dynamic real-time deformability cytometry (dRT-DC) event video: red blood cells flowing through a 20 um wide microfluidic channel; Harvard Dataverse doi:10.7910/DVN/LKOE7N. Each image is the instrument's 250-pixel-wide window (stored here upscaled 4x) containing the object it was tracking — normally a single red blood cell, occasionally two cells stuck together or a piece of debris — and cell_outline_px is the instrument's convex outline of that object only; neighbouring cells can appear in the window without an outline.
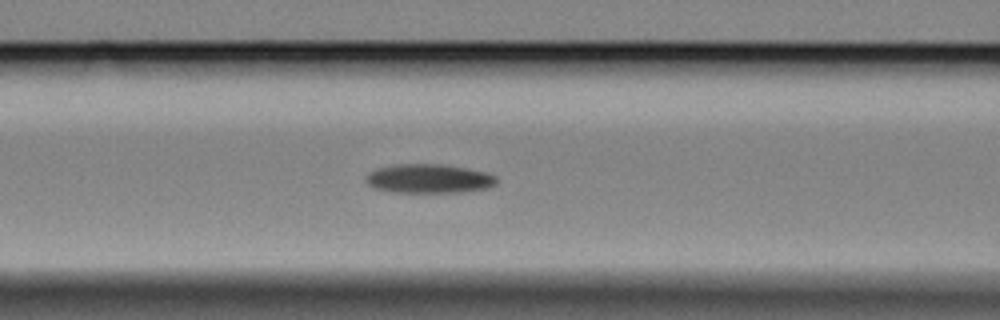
{"species": "Egyptian fruit bat (a non-hibernating species)", "species_latin": "Rousettus aegyptiacus", "temperature_condition": "cold", "stored_images_in_passage": 38, "camera_frame_rate_fps": 3000, "um_per_image_px": 0.085, "animal": {"sex": "female"}, "frame": {"image": 1, "passage_image": 5, "time_ms": 1.333, "image_size_px": [1000, 320], "cell_outline_px": [[496, 184], [488, 188], [460, 192], [392, 192], [372, 188], [364, 180], [368, 172], [376, 168], [396, 164], [444, 164], [488, 172], [496, 176]], "centroid_in_image_um": [36.43, 15.18], "position_along_channel_um": 130.2, "area_um2": 22.37}}
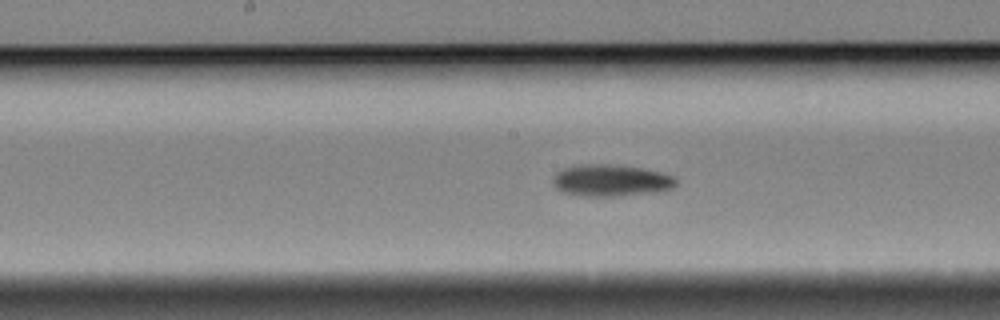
{"frame": {"image": 2, "passage_image": 11, "time_ms": 3.333, "image_size_px": [1000, 320], "cell_outline_px": [[676, 184], [672, 188], [660, 192], [616, 196], [588, 196], [564, 192], [556, 188], [552, 184], [552, 180], [556, 172], [564, 168], [584, 164], [616, 164], [640, 168], [660, 172], [676, 176]], "centroid_in_image_um": [51.96, 15.33], "position_along_channel_um": 196.2, "area_um2": 22.89}}
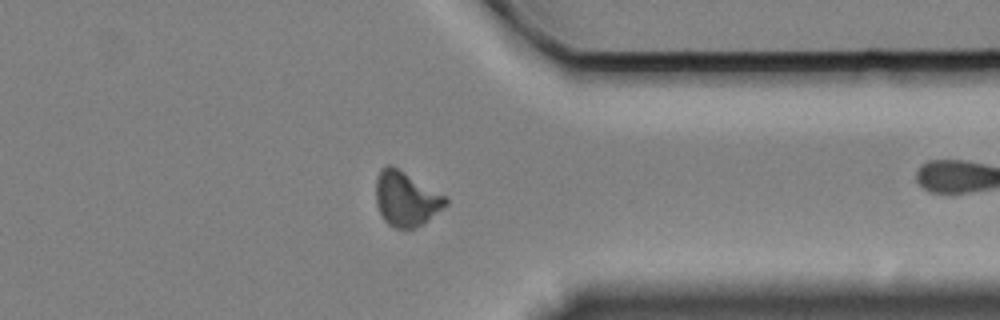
{"frame": {"image": 3, "passage_image": 28, "time_ms": 9.0, "image_size_px": [1000, 320], "cell_outline_px": [[448, 204], [424, 224], [416, 228], [396, 228], [388, 224], [384, 220], [376, 204], [376, 176], [380, 168], [388, 164], [392, 164], [448, 196]], "centroid_in_image_um": [34.53, 16.87], "position_along_channel_um": 376.9, "area_um2": 22.72}}